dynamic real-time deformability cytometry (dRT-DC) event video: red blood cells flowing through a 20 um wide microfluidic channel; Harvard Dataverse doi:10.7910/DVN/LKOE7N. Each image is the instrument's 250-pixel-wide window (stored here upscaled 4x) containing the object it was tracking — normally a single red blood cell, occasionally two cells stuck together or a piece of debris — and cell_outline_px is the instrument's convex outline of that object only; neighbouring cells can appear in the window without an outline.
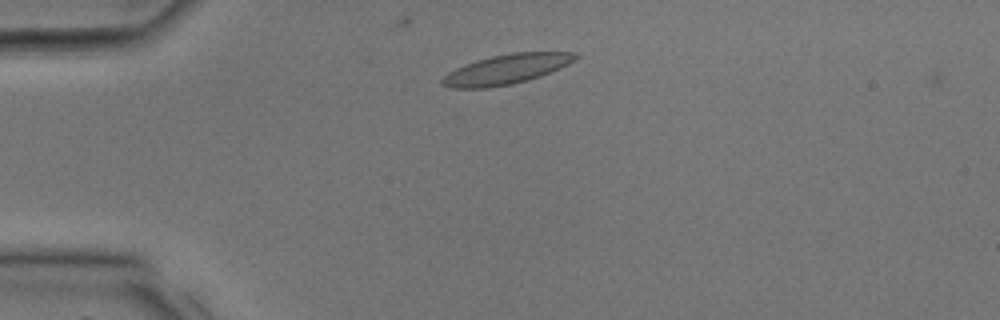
{"species": "common noctule bat (a hibernating species)", "species_latin": "Nyctalus noctula", "temperature_condition": "room temperature", "stored_images_in_passage": 5, "camera_frame_rate_fps": 3000, "um_per_image_px": 0.085, "animal": {"sex": "male", "body_mass_g": 17.9, "forearm_length_mm": 54.2}, "frame": {"image": 1, "passage_image": 4, "time_ms": 1.0, "image_size_px": [1000, 320], "cell_outline_px": [[580, 56], [568, 64], [560, 68], [540, 76], [528, 80], [512, 84], [488, 88], [452, 88], [440, 84], [440, 80], [448, 72], [456, 68], [476, 60], [492, 56], [512, 52], [576, 52]], "centroid_in_image_um": [43.03, 5.89], "position_along_channel_um": 42.0, "area_um2": 23.12}}